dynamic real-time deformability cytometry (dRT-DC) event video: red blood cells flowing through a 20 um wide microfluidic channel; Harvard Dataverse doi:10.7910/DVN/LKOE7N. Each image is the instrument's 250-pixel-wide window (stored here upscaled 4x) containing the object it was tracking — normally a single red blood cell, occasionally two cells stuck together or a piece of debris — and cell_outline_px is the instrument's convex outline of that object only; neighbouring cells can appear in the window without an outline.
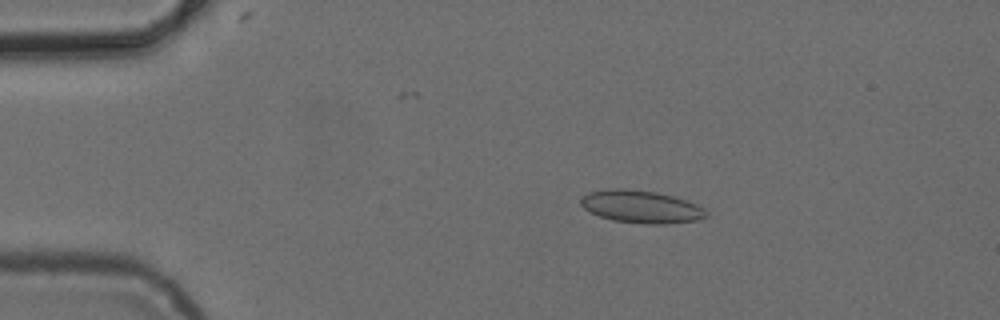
{"species": "common noctule bat (a hibernating species)", "species_latin": "Nyctalus noctula", "temperature_condition": "cold", "stored_images_in_passage": 7, "camera_frame_rate_fps": 3000, "um_per_image_px": 0.085, "animal": {"sex": "female", "body_mass_g": 24.6, "forearm_length_mm": 56.2}, "frame": {"image": 1, "passage_image": 3, "time_ms": 2.333, "image_size_px": [1000, 320], "cell_outline_px": [[708, 216], [700, 220], [664, 224], [644, 224], [612, 220], [600, 216], [584, 208], [580, 204], [580, 196], [588, 192], [608, 188], [624, 188], [656, 192], [676, 196], [696, 204], [704, 208], [708, 212]], "centroid_in_image_um": [54.51, 17.56], "position_along_channel_um": 30.5, "area_um2": 24.16}}
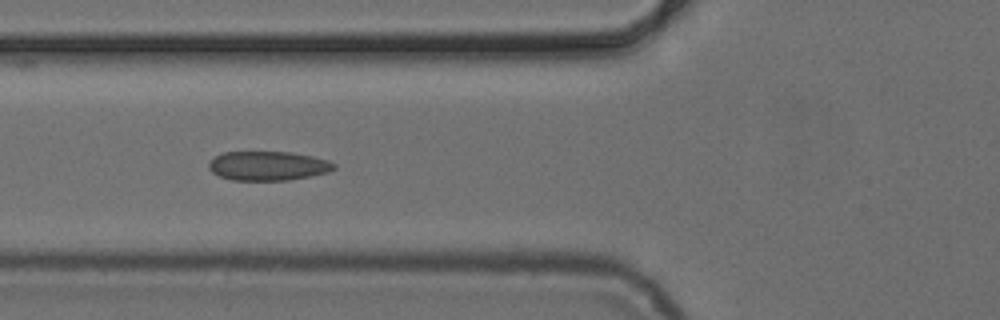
{"frame": {"image": 2, "passage_image": 6, "time_ms": 5.667, "image_size_px": [1000, 320], "cell_outline_px": [[336, 168], [328, 172], [288, 180], [232, 180], [220, 176], [212, 172], [208, 168], [208, 164], [216, 156], [224, 152], [292, 152], [312, 156], [328, 160], [336, 164]], "centroid_in_image_um": [22.79, 14.09], "position_along_channel_um": 103.0, "area_um2": 21.21}}
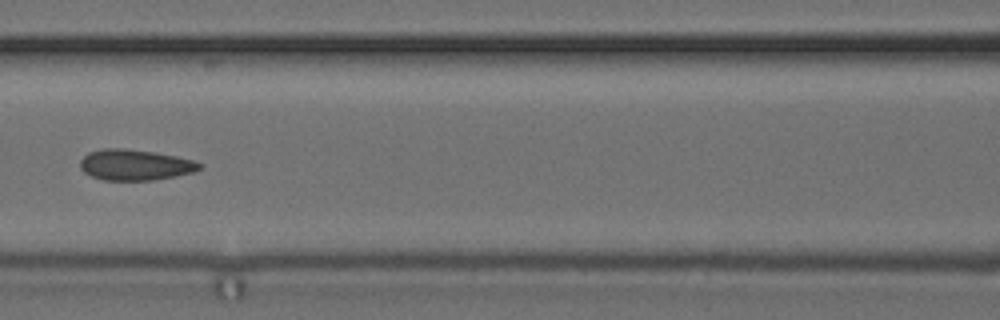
{"frame": {"image": 3, "passage_image": 7, "time_ms": 7.0, "image_size_px": [1000, 320], "cell_outline_px": [[204, 164], [200, 168], [192, 172], [152, 180], [104, 180], [92, 176], [84, 172], [80, 168], [80, 160], [88, 152], [104, 148], [124, 148], [152, 152], [176, 156], [192, 160]], "centroid_in_image_um": [11.44, 14.0], "position_along_channel_um": 155.2, "area_um2": 21.21}}